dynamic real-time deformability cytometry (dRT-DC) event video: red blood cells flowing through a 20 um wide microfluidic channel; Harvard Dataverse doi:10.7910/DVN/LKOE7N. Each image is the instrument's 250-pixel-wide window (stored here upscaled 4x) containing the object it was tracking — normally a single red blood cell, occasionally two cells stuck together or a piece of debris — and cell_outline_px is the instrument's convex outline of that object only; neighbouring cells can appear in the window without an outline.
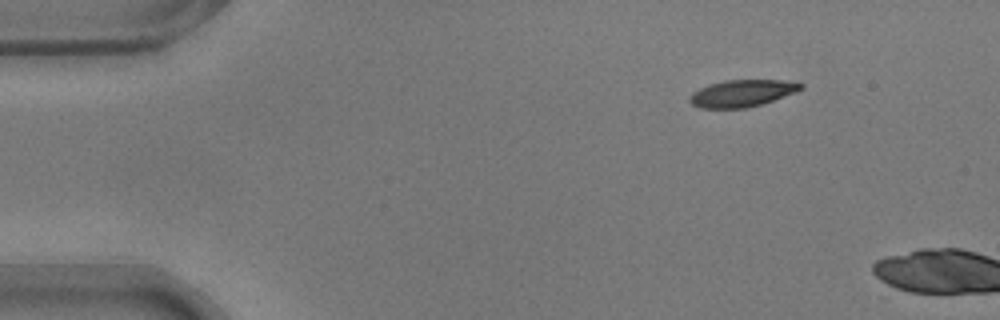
{"species": "common noctule bat (a hibernating species)", "species_latin": "Nyctalus noctula", "temperature_condition": "warm", "stored_images_in_passage": 4, "camera_frame_rate_fps": 3000, "um_per_image_px": 0.085, "animal": {"sex": "male", "body_mass_g": 17.9}, "frame": {"image": 1, "passage_image": 1, "time_ms": 0.0, "image_size_px": [1000, 320], "cell_outline_px": [[804, 88], [796, 92], [760, 104], [744, 108], [700, 108], [692, 104], [688, 100], [688, 96], [692, 92], [700, 88], [724, 80], [780, 80], [804, 84]], "centroid_in_image_um": [63.04, 7.93], "position_along_channel_um": 22.0, "area_um2": 17.28}}